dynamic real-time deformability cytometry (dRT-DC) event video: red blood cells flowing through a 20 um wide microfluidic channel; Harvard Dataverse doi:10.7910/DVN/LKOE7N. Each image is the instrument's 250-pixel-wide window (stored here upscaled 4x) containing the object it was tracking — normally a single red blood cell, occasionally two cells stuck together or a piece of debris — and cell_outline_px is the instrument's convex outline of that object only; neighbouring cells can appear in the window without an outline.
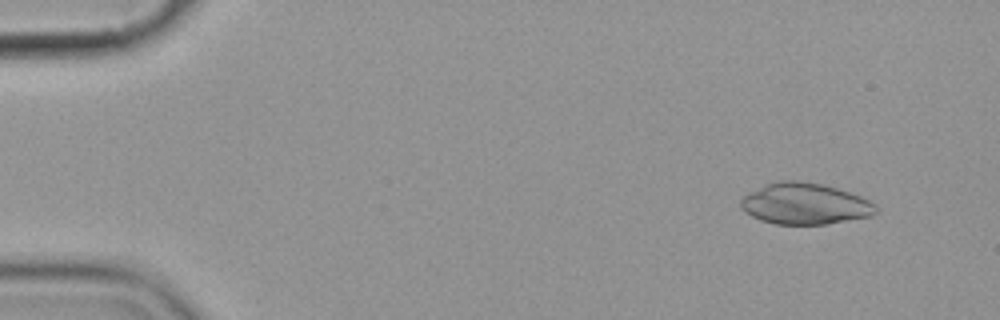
{"species": "common noctule bat (a hibernating species)", "species_latin": "Nyctalus noctula", "temperature_condition": "cold", "stored_images_in_passage": 6, "camera_frame_rate_fps": 3000, "um_per_image_px": 0.085, "animal": {"sex": "female", "body_mass_g": 19.9}, "frame": {"image": 1, "passage_image": 1, "time_ms": 0.0, "image_size_px": [1000, 320], "cell_outline_px": [[876, 212], [872, 216], [828, 224], [776, 224], [760, 220], [744, 212], [740, 208], [740, 200], [748, 192], [776, 180], [800, 180], [824, 184], [860, 196], [876, 204]], "centroid_in_image_um": [68.39, 17.31], "position_along_channel_um": 16.6, "area_um2": 32.71}}